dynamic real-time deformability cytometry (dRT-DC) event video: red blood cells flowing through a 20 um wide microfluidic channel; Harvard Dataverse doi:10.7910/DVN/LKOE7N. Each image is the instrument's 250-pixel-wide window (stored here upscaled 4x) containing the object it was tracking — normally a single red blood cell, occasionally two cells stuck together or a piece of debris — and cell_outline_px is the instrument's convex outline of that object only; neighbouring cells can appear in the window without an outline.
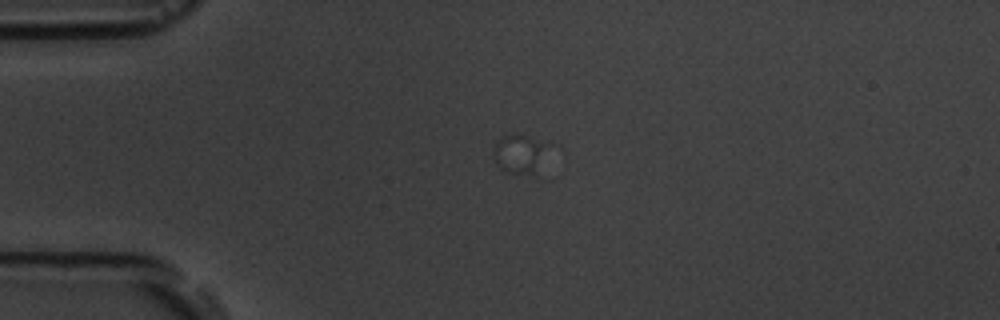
{"species": "common noctule bat (a hibernating species)", "species_latin": "Nyctalus noctula", "temperature_condition": "room temperature", "stored_images_in_passage": 2, "camera_frame_rate_fps": 3000, "um_per_image_px": 0.085, "animal": {"sex": "male", "body_mass_g": 19.5, "forearm_length_mm": 54.6}, "frame": {"image": 1, "passage_image": 1, "time_ms": 0.0, "image_size_px": [1000, 320], "cell_outline_px": [[564, 152], [540, 180], [508, 172], [500, 168], [496, 164], [492, 152], [496, 144], [504, 136], [524, 136], [560, 144]], "centroid_in_image_um": [44.74, 13.24], "position_along_channel_um": 40.3, "area_um2": 15.95}}